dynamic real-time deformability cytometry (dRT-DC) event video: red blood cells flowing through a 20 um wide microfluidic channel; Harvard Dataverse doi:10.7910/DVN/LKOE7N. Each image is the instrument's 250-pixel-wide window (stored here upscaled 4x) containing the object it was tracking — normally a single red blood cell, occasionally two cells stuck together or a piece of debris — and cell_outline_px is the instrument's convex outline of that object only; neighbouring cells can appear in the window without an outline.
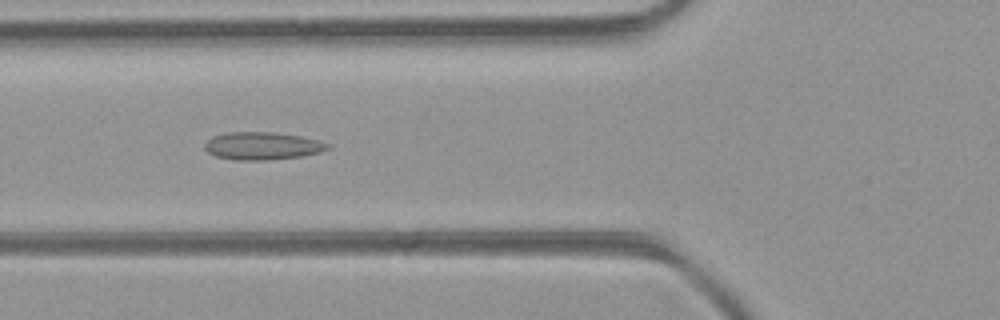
{"species": "common noctule bat (a hibernating species)", "species_latin": "Nyctalus noctula", "temperature_condition": "room temperature", "stored_images_in_passage": 2, "camera_frame_rate_fps": 3000, "um_per_image_px": 0.085, "animal": {"sex": "female", "body_mass_g": 21.9}, "frame": {"image": 1, "passage_image": 2, "time_ms": 0.333, "image_size_px": [1000, 320], "cell_outline_px": [[332, 148], [320, 152], [300, 156], [268, 160], [236, 160], [216, 156], [208, 152], [204, 148], [204, 144], [212, 136], [228, 132], [272, 132], [300, 136], [316, 140], [328, 144]], "centroid_in_image_um": [22.27, 12.4], "position_along_channel_um": 103.5, "area_um2": 19.71}}